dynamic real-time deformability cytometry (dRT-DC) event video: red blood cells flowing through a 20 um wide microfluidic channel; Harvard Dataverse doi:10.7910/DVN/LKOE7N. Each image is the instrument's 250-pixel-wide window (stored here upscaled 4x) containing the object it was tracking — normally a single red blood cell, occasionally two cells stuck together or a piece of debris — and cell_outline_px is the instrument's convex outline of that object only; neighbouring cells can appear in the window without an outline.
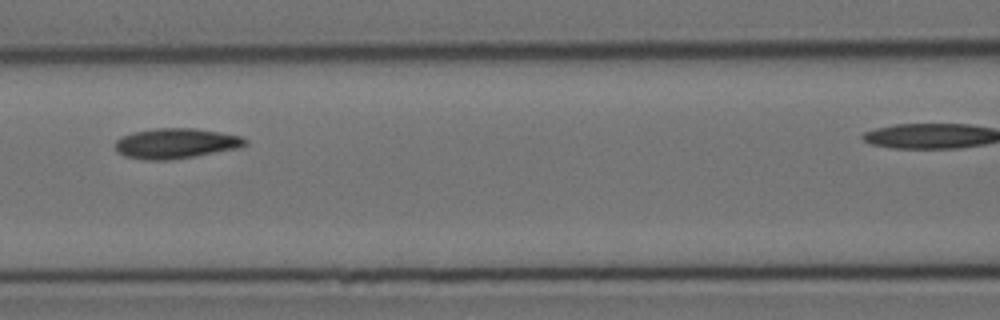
{"species": "Egyptian fruit bat (a non-hibernating species)", "species_latin": "Rousettus aegyptiacus", "temperature_condition": "cold", "stored_images_in_passage": 5, "camera_frame_rate_fps": 3000, "um_per_image_px": 0.085, "animal": {"sex": "female"}, "frame": {"image": 1, "passage_image": 3, "time_ms": 2.333, "image_size_px": [1000, 320], "cell_outline_px": [[248, 144], [240, 148], [168, 160], [144, 160], [124, 156], [116, 152], [116, 140], [120, 136], [132, 132], [156, 128], [196, 128], [220, 132], [240, 136], [248, 140]], "centroid_in_image_um": [14.93, 12.18], "position_along_channel_um": 151.7, "area_um2": 23.0}}